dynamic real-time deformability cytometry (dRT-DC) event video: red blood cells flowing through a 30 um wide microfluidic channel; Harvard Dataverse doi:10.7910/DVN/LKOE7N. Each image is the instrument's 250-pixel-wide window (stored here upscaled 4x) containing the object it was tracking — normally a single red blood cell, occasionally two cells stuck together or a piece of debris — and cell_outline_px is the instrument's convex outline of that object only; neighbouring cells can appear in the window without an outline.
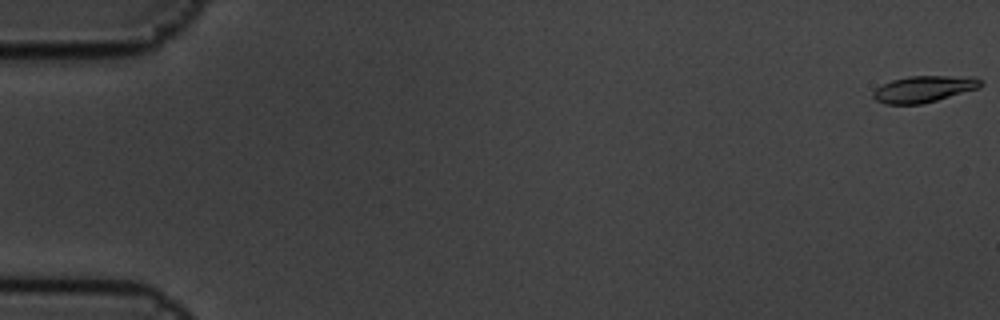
{"species": "common noctule bat (a hibernating species)", "species_latin": "Nyctalus noctula", "temperature_condition": "cold", "stored_images_in_passage": 5, "camera_frame_rate_fps": 3000, "um_per_image_px": 0.085, "animal": {"sex": "male", "body_mass_g": 19.5, "forearm_length_mm": 54.6}, "frame": {"image": 1, "passage_image": 1, "time_ms": 0.0, "image_size_px": [1000, 320], "cell_outline_px": [[984, 84], [980, 88], [936, 100], [920, 104], [884, 104], [876, 100], [872, 96], [872, 92], [876, 88], [892, 80], [908, 76], [976, 76], [984, 80]], "centroid_in_image_um": [78.58, 7.55], "position_along_channel_um": 6.4, "area_um2": 16.76}}